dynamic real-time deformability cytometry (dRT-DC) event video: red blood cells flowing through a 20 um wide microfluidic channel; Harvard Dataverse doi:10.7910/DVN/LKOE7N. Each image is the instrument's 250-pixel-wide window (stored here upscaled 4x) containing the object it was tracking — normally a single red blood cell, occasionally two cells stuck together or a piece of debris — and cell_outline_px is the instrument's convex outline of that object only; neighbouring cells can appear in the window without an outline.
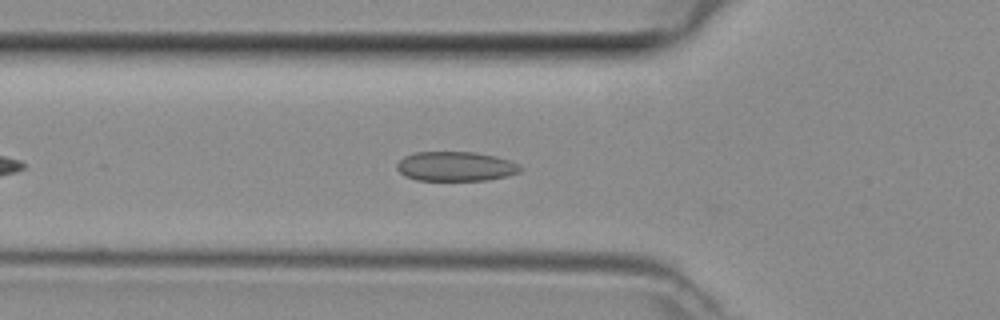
{"species": "common noctule bat (a hibernating species)", "species_latin": "Nyctalus noctula", "temperature_condition": "room temperature", "stored_images_in_passage": 39, "camera_frame_rate_fps": 3000, "um_per_image_px": 0.085, "animal": {"sex": "female", "body_mass_g": 29.2, "forearm_length_mm": 56.3}, "frame": {"image": 1, "passage_image": 7, "time_ms": 2.0, "image_size_px": [1000, 320], "cell_outline_px": [[524, 168], [520, 172], [488, 180], [416, 180], [404, 176], [396, 168], [396, 164], [404, 156], [412, 152], [476, 152], [496, 156], [520, 164]], "centroid_in_image_um": [38.72, 14.13], "position_along_channel_um": 87.1, "area_um2": 21.39}}
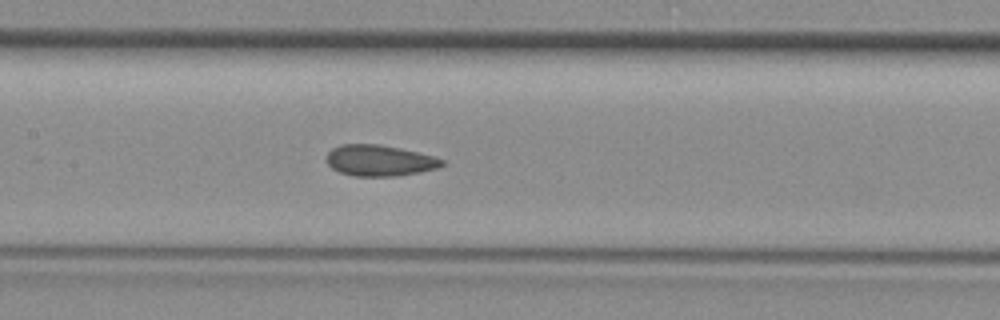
{"frame": {"image": 2, "passage_image": 13, "time_ms": 4.0, "image_size_px": [1000, 320], "cell_outline_px": [[444, 164], [436, 168], [420, 172], [396, 176], [352, 176], [340, 172], [332, 168], [328, 164], [328, 152], [332, 148], [340, 144], [380, 144], [400, 148], [432, 156], [444, 160]], "centroid_in_image_um": [32.24, 13.64], "position_along_channel_um": 175.2, "area_um2": 20.75}}
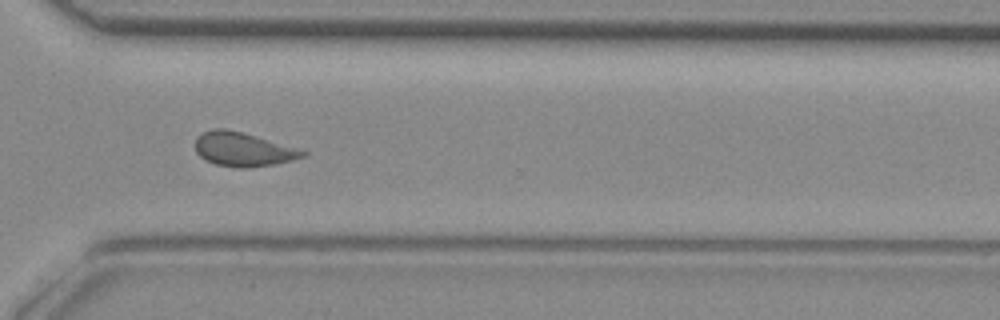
{"frame": {"image": 3, "passage_image": 25, "time_ms": 8.0, "image_size_px": [1000, 320], "cell_outline_px": [[308, 152], [304, 156], [292, 160], [272, 164], [248, 168], [236, 168], [216, 164], [204, 160], [196, 152], [196, 136], [212, 128], [224, 128], [256, 136], [296, 148]], "centroid_in_image_um": [20.61, 12.7], "position_along_channel_um": 350.0, "area_um2": 21.04}}